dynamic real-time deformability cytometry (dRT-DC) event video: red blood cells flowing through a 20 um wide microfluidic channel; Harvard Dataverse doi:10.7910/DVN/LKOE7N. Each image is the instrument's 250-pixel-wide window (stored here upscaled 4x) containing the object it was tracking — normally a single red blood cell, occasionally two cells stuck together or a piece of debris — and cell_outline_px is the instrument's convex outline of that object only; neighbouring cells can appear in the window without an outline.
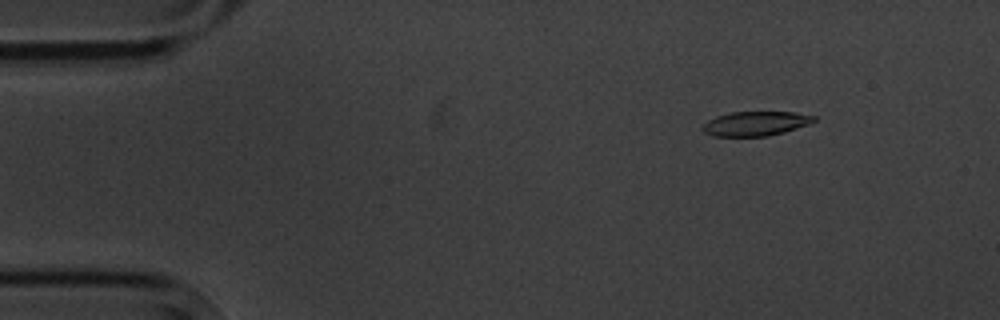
{"species": "common noctule bat (a hibernating species)", "species_latin": "Nyctalus noctula", "temperature_condition": "cold", "stored_images_in_passage": 4, "camera_frame_rate_fps": 3000, "um_per_image_px": 0.085, "animal": {"sex": "male", "body_mass_g": 20.1, "forearm_length_mm": 53.5}, "frame": {"image": 1, "passage_image": 2, "time_ms": 1.0, "image_size_px": [1000, 320], "cell_outline_px": [[816, 120], [808, 124], [784, 132], [768, 136], [712, 136], [704, 132], [700, 128], [708, 120], [716, 116], [732, 112], [796, 112], [816, 116]], "centroid_in_image_um": [64.21, 10.5], "position_along_channel_um": 20.8, "area_um2": 15.84}}